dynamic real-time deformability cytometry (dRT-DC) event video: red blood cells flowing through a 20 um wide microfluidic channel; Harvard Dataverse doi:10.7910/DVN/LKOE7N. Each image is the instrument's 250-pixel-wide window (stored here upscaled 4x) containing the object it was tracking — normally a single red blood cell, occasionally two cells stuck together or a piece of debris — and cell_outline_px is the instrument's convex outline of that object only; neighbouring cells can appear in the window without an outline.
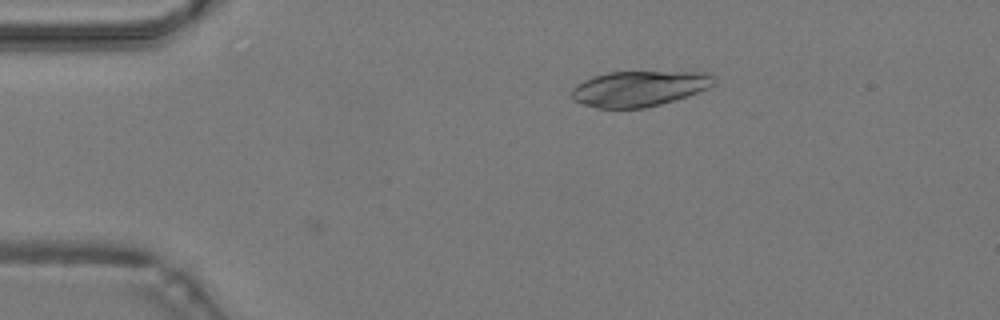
{"species": "common noctule bat (a hibernating species)", "species_latin": "Nyctalus noctula", "temperature_condition": "warm", "stored_images_in_passage": 2, "camera_frame_rate_fps": 3000, "um_per_image_px": 0.085, "animal": {"sex": "male", "body_mass_g": 19.2, "forearm_length_mm": 51.8}, "frame": {"image": 1, "passage_image": 2, "time_ms": 0.333, "image_size_px": [1000, 320], "cell_outline_px": [[716, 84], [708, 88], [660, 104], [644, 108], [596, 108], [580, 104], [572, 100], [572, 88], [576, 84], [592, 76], [608, 72], [708, 72], [716, 76]], "centroid_in_image_um": [54.3, 7.52], "position_along_channel_um": 30.7, "area_um2": 29.54}}